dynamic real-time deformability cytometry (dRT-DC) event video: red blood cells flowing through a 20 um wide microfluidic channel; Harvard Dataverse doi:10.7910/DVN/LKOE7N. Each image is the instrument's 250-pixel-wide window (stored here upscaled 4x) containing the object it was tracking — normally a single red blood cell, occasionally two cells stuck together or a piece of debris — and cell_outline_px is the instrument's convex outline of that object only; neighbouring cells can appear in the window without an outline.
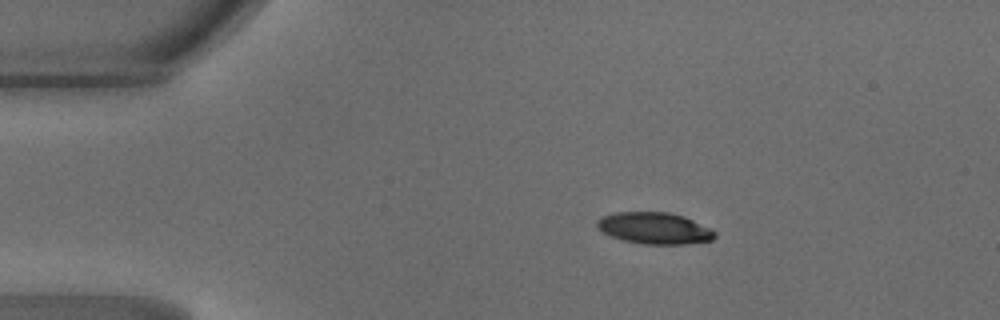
{"species": "common noctule bat (a hibernating species)", "species_latin": "Nyctalus noctula", "temperature_condition": "warm", "stored_images_in_passage": 40, "camera_frame_rate_fps": 3000, "um_per_image_px": 0.085, "animal": {"sex": "male", "body_mass_g": 18.8}, "frame": {"image": 1, "passage_image": 1, "time_ms": 0.0, "image_size_px": [1000, 320], "cell_outline_px": [[716, 236], [712, 240], [684, 244], [644, 244], [624, 240], [612, 236], [596, 228], [596, 220], [604, 216], [616, 212], [668, 212], [684, 216], [712, 228], [716, 232]], "centroid_in_image_um": [55.66, 19.39], "position_along_channel_um": 29.3, "area_um2": 21.68}}
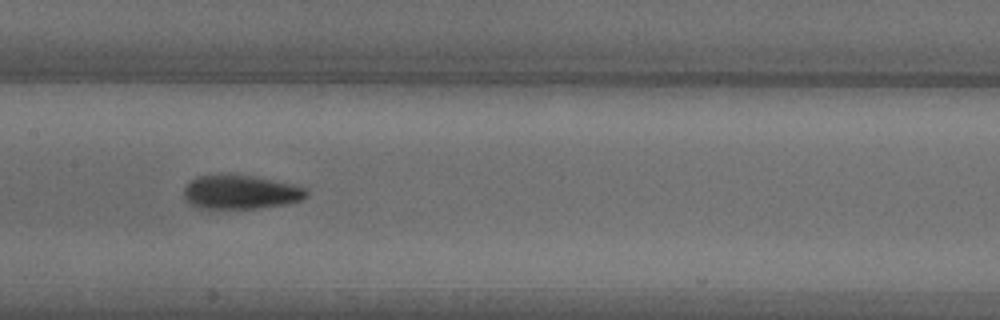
{"frame": {"image": 2, "passage_image": 16, "time_ms": 5.0, "image_size_px": [1000, 320], "cell_outline_px": [[308, 196], [300, 200], [284, 204], [256, 208], [200, 208], [192, 204], [184, 196], [184, 188], [196, 176], [252, 176], [272, 180], [304, 188], [308, 192]], "centroid_in_image_um": [20.45, 16.35], "position_along_channel_um": 187.0, "area_um2": 23.35}}
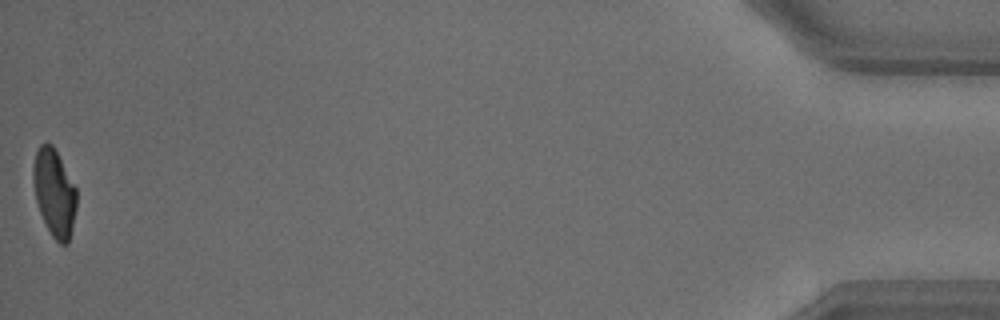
{"frame": {"image": 3, "passage_image": 40, "time_ms": 13.0, "image_size_px": [1000, 320], "cell_outline_px": [[76, 208], [72, 228], [68, 244], [60, 244], [52, 236], [40, 212], [36, 200], [32, 180], [32, 168], [36, 152], [40, 144], [44, 140], [48, 140], [52, 144], [76, 188]], "centroid_in_image_um": [4.6, 16.34], "position_along_channel_um": 430.6, "area_um2": 22.02}, "authors_computed_cell_mechanics": {"area_um2": 23.6113, "velocity_mm_per_s": 4.2405, "shape_relaxation_time_tau1_ms": 3.3752, "shape_relaxation_time_tau2_ms": 2.3144, "deformation_change_tau1": 0.1704, "deformation_change_tau2": 0.0648}}